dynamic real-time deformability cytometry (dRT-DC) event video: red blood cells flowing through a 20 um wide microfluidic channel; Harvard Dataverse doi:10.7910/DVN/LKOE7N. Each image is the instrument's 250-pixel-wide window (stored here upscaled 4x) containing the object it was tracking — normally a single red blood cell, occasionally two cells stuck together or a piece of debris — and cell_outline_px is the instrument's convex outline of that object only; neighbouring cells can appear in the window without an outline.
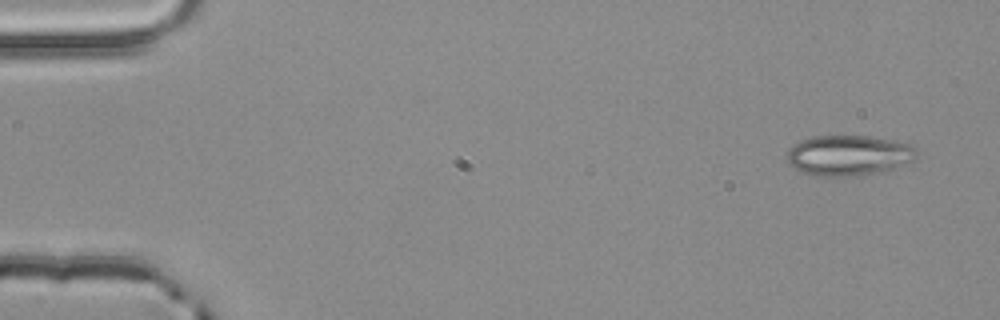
{"species": "common noctule bat (a hibernating species)", "species_latin": "Nyctalus noctula", "temperature_condition": "room temperature", "stored_images_in_passage": 4, "camera_frame_rate_fps": 3000, "um_per_image_px": 0.085, "animal": {"sex": "male", "body_mass_g": 20.4}, "frame": {"image": 1, "passage_image": 1, "time_ms": 0.0, "image_size_px": [1000, 320], "cell_outline_px": [[916, 160], [896, 168], [860, 176], [808, 176], [800, 172], [788, 164], [788, 148], [800, 140], [812, 136], [868, 136], [908, 144], [916, 148]], "centroid_in_image_um": [72.1, 13.23], "position_along_channel_um": 12.9, "area_um2": 30.81}}